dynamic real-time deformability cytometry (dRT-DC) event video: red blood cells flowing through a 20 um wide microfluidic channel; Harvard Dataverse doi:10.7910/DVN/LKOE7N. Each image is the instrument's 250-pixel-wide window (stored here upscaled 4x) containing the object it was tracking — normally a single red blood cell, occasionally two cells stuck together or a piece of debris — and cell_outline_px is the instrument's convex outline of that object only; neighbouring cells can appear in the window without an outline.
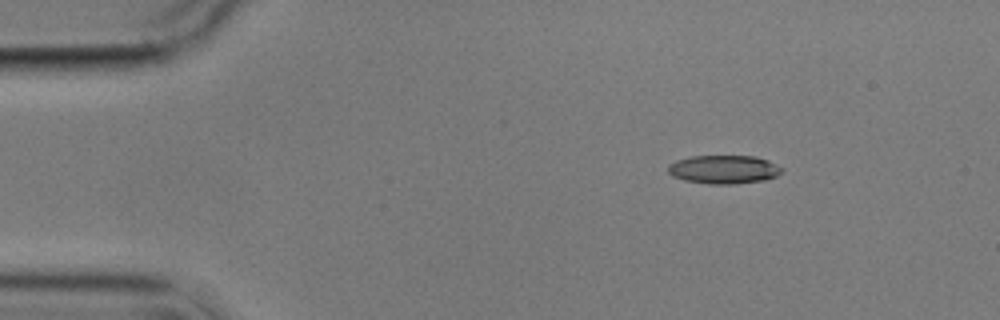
{"species": "common noctule bat (a hibernating species)", "species_latin": "Nyctalus noctula", "temperature_condition": "cold", "stored_images_in_passage": 3, "camera_frame_rate_fps": 3000, "um_per_image_px": 0.085, "animal": {"sex": "male", "body_mass_g": 17.9}, "frame": {"image": 1, "passage_image": 1, "time_ms": 0.0, "image_size_px": [1000, 320], "cell_outline_px": [[784, 168], [776, 176], [764, 180], [732, 184], [708, 184], [684, 180], [672, 176], [668, 172], [668, 164], [676, 160], [692, 156], [756, 156], [768, 160]], "centroid_in_image_um": [61.51, 14.4], "position_along_channel_um": 23.5, "area_um2": 18.96}}